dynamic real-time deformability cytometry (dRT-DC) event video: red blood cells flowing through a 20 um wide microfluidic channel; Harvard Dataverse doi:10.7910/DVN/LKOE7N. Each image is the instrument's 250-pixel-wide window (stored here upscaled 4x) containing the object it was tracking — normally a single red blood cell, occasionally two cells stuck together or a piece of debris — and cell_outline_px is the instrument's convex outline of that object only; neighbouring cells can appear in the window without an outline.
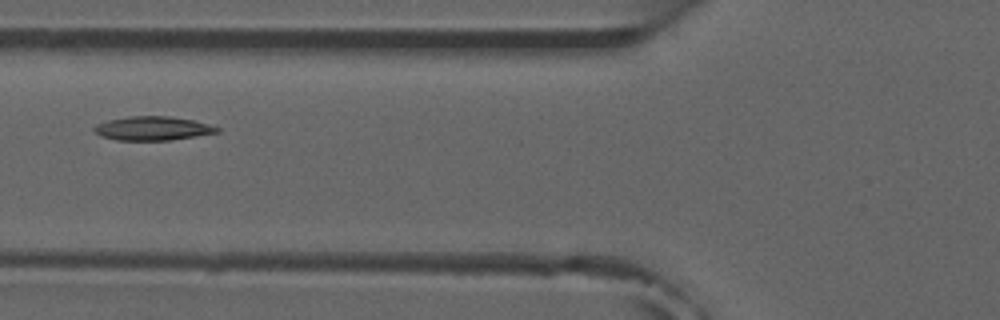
{"species": "common noctule bat (a hibernating species)", "species_latin": "Nyctalus noctula", "temperature_condition": "room temperature", "stored_images_in_passage": 5, "camera_frame_rate_fps": 3000, "um_per_image_px": 0.085, "animal": {"sex": "male", "forearm_length_mm": 52.5}, "frame": {"image": 1, "passage_image": 5, "time_ms": 4.667, "image_size_px": [1000, 320], "cell_outline_px": [[220, 132], [196, 136], [168, 140], [116, 140], [100, 136], [92, 128], [96, 124], [108, 120], [128, 116], [168, 116], [192, 120], [208, 124], [220, 128]], "centroid_in_image_um": [12.95, 10.91], "position_along_channel_um": 112.8, "area_um2": 17.05}}